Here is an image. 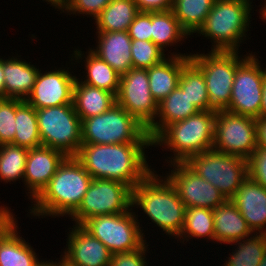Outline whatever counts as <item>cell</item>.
I'll list each match as a JSON object with an SVG mask.
<instances>
[{
  "label": "cell",
  "instance_id": "4316f807",
  "mask_svg": "<svg viewBox=\"0 0 266 266\" xmlns=\"http://www.w3.org/2000/svg\"><path fill=\"white\" fill-rule=\"evenodd\" d=\"M116 104V96L106 90L87 85L77 77L73 90V106L82 120L100 115Z\"/></svg>",
  "mask_w": 266,
  "mask_h": 266
},
{
  "label": "cell",
  "instance_id": "7bdbcfd3",
  "mask_svg": "<svg viewBox=\"0 0 266 266\" xmlns=\"http://www.w3.org/2000/svg\"><path fill=\"white\" fill-rule=\"evenodd\" d=\"M256 145L266 148V117L255 118Z\"/></svg>",
  "mask_w": 266,
  "mask_h": 266
},
{
  "label": "cell",
  "instance_id": "30bf717a",
  "mask_svg": "<svg viewBox=\"0 0 266 266\" xmlns=\"http://www.w3.org/2000/svg\"><path fill=\"white\" fill-rule=\"evenodd\" d=\"M185 163L226 199H231L248 177L247 160L214 149L191 156Z\"/></svg>",
  "mask_w": 266,
  "mask_h": 266
},
{
  "label": "cell",
  "instance_id": "e575fe53",
  "mask_svg": "<svg viewBox=\"0 0 266 266\" xmlns=\"http://www.w3.org/2000/svg\"><path fill=\"white\" fill-rule=\"evenodd\" d=\"M29 149L14 144L0 145V181L8 183L21 179L24 171Z\"/></svg>",
  "mask_w": 266,
  "mask_h": 266
},
{
  "label": "cell",
  "instance_id": "44dd1931",
  "mask_svg": "<svg viewBox=\"0 0 266 266\" xmlns=\"http://www.w3.org/2000/svg\"><path fill=\"white\" fill-rule=\"evenodd\" d=\"M160 64L147 69L149 88L153 99L159 104L177 86L183 67L190 61V54H167Z\"/></svg>",
  "mask_w": 266,
  "mask_h": 266
},
{
  "label": "cell",
  "instance_id": "cb8c5ba5",
  "mask_svg": "<svg viewBox=\"0 0 266 266\" xmlns=\"http://www.w3.org/2000/svg\"><path fill=\"white\" fill-rule=\"evenodd\" d=\"M198 112L185 91L177 86L158 104L157 118L147 132L153 141L168 125L185 120Z\"/></svg>",
  "mask_w": 266,
  "mask_h": 266
},
{
  "label": "cell",
  "instance_id": "8d00e7d4",
  "mask_svg": "<svg viewBox=\"0 0 266 266\" xmlns=\"http://www.w3.org/2000/svg\"><path fill=\"white\" fill-rule=\"evenodd\" d=\"M16 98L0 100V145L11 144L16 133Z\"/></svg>",
  "mask_w": 266,
  "mask_h": 266
},
{
  "label": "cell",
  "instance_id": "e0dca14e",
  "mask_svg": "<svg viewBox=\"0 0 266 266\" xmlns=\"http://www.w3.org/2000/svg\"><path fill=\"white\" fill-rule=\"evenodd\" d=\"M61 254L66 266H110L112 253L81 225H73Z\"/></svg>",
  "mask_w": 266,
  "mask_h": 266
},
{
  "label": "cell",
  "instance_id": "f907efd6",
  "mask_svg": "<svg viewBox=\"0 0 266 266\" xmlns=\"http://www.w3.org/2000/svg\"><path fill=\"white\" fill-rule=\"evenodd\" d=\"M259 266H266V253L264 254L263 259L261 260Z\"/></svg>",
  "mask_w": 266,
  "mask_h": 266
},
{
  "label": "cell",
  "instance_id": "8992f818",
  "mask_svg": "<svg viewBox=\"0 0 266 266\" xmlns=\"http://www.w3.org/2000/svg\"><path fill=\"white\" fill-rule=\"evenodd\" d=\"M82 144L152 143L147 129L119 104L82 120Z\"/></svg>",
  "mask_w": 266,
  "mask_h": 266
},
{
  "label": "cell",
  "instance_id": "d4e9b609",
  "mask_svg": "<svg viewBox=\"0 0 266 266\" xmlns=\"http://www.w3.org/2000/svg\"><path fill=\"white\" fill-rule=\"evenodd\" d=\"M5 94L8 98L26 100L33 90L39 68L24 59H3Z\"/></svg>",
  "mask_w": 266,
  "mask_h": 266
},
{
  "label": "cell",
  "instance_id": "b9f144b4",
  "mask_svg": "<svg viewBox=\"0 0 266 266\" xmlns=\"http://www.w3.org/2000/svg\"><path fill=\"white\" fill-rule=\"evenodd\" d=\"M139 12H161L172 9L173 0H133Z\"/></svg>",
  "mask_w": 266,
  "mask_h": 266
},
{
  "label": "cell",
  "instance_id": "ba28073f",
  "mask_svg": "<svg viewBox=\"0 0 266 266\" xmlns=\"http://www.w3.org/2000/svg\"><path fill=\"white\" fill-rule=\"evenodd\" d=\"M42 146L76 156L82 145V121L73 104L36 109Z\"/></svg>",
  "mask_w": 266,
  "mask_h": 266
},
{
  "label": "cell",
  "instance_id": "5b68a950",
  "mask_svg": "<svg viewBox=\"0 0 266 266\" xmlns=\"http://www.w3.org/2000/svg\"><path fill=\"white\" fill-rule=\"evenodd\" d=\"M251 4V0H216L197 34L211 40V51H239L252 21Z\"/></svg>",
  "mask_w": 266,
  "mask_h": 266
},
{
  "label": "cell",
  "instance_id": "8fae6325",
  "mask_svg": "<svg viewBox=\"0 0 266 266\" xmlns=\"http://www.w3.org/2000/svg\"><path fill=\"white\" fill-rule=\"evenodd\" d=\"M131 208V188L116 180L92 179L79 207L69 216L76 225L106 214L125 213Z\"/></svg>",
  "mask_w": 266,
  "mask_h": 266
},
{
  "label": "cell",
  "instance_id": "ac0fdd59",
  "mask_svg": "<svg viewBox=\"0 0 266 266\" xmlns=\"http://www.w3.org/2000/svg\"><path fill=\"white\" fill-rule=\"evenodd\" d=\"M66 157L63 152L50 147L29 149L23 178L28 199L33 201L42 192Z\"/></svg>",
  "mask_w": 266,
  "mask_h": 266
},
{
  "label": "cell",
  "instance_id": "ffe728a7",
  "mask_svg": "<svg viewBox=\"0 0 266 266\" xmlns=\"http://www.w3.org/2000/svg\"><path fill=\"white\" fill-rule=\"evenodd\" d=\"M97 46L91 50L108 63L119 75L127 73L132 67V39L127 31L96 32Z\"/></svg>",
  "mask_w": 266,
  "mask_h": 266
},
{
  "label": "cell",
  "instance_id": "2e32d148",
  "mask_svg": "<svg viewBox=\"0 0 266 266\" xmlns=\"http://www.w3.org/2000/svg\"><path fill=\"white\" fill-rule=\"evenodd\" d=\"M69 69L60 67L48 72L40 69L33 90L25 101L35 109L73 104L77 76L71 74Z\"/></svg>",
  "mask_w": 266,
  "mask_h": 266
},
{
  "label": "cell",
  "instance_id": "bcb514c9",
  "mask_svg": "<svg viewBox=\"0 0 266 266\" xmlns=\"http://www.w3.org/2000/svg\"><path fill=\"white\" fill-rule=\"evenodd\" d=\"M4 72H3V57L0 58V100L7 99L8 97L5 94V85H4Z\"/></svg>",
  "mask_w": 266,
  "mask_h": 266
},
{
  "label": "cell",
  "instance_id": "f1b7e54d",
  "mask_svg": "<svg viewBox=\"0 0 266 266\" xmlns=\"http://www.w3.org/2000/svg\"><path fill=\"white\" fill-rule=\"evenodd\" d=\"M151 34L152 42L164 53L169 46L182 44L181 41L183 42L189 37L180 26L172 10L151 12Z\"/></svg>",
  "mask_w": 266,
  "mask_h": 266
},
{
  "label": "cell",
  "instance_id": "5bb4252c",
  "mask_svg": "<svg viewBox=\"0 0 266 266\" xmlns=\"http://www.w3.org/2000/svg\"><path fill=\"white\" fill-rule=\"evenodd\" d=\"M116 103L133 115L146 129L155 122L158 104L150 92L147 69L131 68L121 75Z\"/></svg>",
  "mask_w": 266,
  "mask_h": 266
},
{
  "label": "cell",
  "instance_id": "7dc6e473",
  "mask_svg": "<svg viewBox=\"0 0 266 266\" xmlns=\"http://www.w3.org/2000/svg\"><path fill=\"white\" fill-rule=\"evenodd\" d=\"M60 260H57L58 261V263H57V261H53V260H41L36 266H66V264H65V261H64V259L60 256Z\"/></svg>",
  "mask_w": 266,
  "mask_h": 266
},
{
  "label": "cell",
  "instance_id": "f6af8a7d",
  "mask_svg": "<svg viewBox=\"0 0 266 266\" xmlns=\"http://www.w3.org/2000/svg\"><path fill=\"white\" fill-rule=\"evenodd\" d=\"M259 117H266V70L263 79L262 99H261V107L259 110Z\"/></svg>",
  "mask_w": 266,
  "mask_h": 266
},
{
  "label": "cell",
  "instance_id": "f35d334b",
  "mask_svg": "<svg viewBox=\"0 0 266 266\" xmlns=\"http://www.w3.org/2000/svg\"><path fill=\"white\" fill-rule=\"evenodd\" d=\"M248 177L266 188V148L257 147L247 159Z\"/></svg>",
  "mask_w": 266,
  "mask_h": 266
},
{
  "label": "cell",
  "instance_id": "9a60e30c",
  "mask_svg": "<svg viewBox=\"0 0 266 266\" xmlns=\"http://www.w3.org/2000/svg\"><path fill=\"white\" fill-rule=\"evenodd\" d=\"M174 167L166 179L175 188L185 207H203L214 209L227 199L210 182L200 177L185 162L170 163Z\"/></svg>",
  "mask_w": 266,
  "mask_h": 266
},
{
  "label": "cell",
  "instance_id": "ee69618b",
  "mask_svg": "<svg viewBox=\"0 0 266 266\" xmlns=\"http://www.w3.org/2000/svg\"><path fill=\"white\" fill-rule=\"evenodd\" d=\"M11 208H8L6 205L0 206V230L14 217L10 211Z\"/></svg>",
  "mask_w": 266,
  "mask_h": 266
},
{
  "label": "cell",
  "instance_id": "74e56055",
  "mask_svg": "<svg viewBox=\"0 0 266 266\" xmlns=\"http://www.w3.org/2000/svg\"><path fill=\"white\" fill-rule=\"evenodd\" d=\"M112 0H66L65 4L59 9L60 13H66L67 15L77 14L80 16H90L95 19L101 11ZM85 14V15H84ZM89 15V16H88Z\"/></svg>",
  "mask_w": 266,
  "mask_h": 266
},
{
  "label": "cell",
  "instance_id": "d6986e66",
  "mask_svg": "<svg viewBox=\"0 0 266 266\" xmlns=\"http://www.w3.org/2000/svg\"><path fill=\"white\" fill-rule=\"evenodd\" d=\"M255 234H266V188L247 177L230 199Z\"/></svg>",
  "mask_w": 266,
  "mask_h": 266
},
{
  "label": "cell",
  "instance_id": "d590c367",
  "mask_svg": "<svg viewBox=\"0 0 266 266\" xmlns=\"http://www.w3.org/2000/svg\"><path fill=\"white\" fill-rule=\"evenodd\" d=\"M131 58L133 68L149 69L160 64L167 57L152 41L132 40Z\"/></svg>",
  "mask_w": 266,
  "mask_h": 266
},
{
  "label": "cell",
  "instance_id": "836d02e7",
  "mask_svg": "<svg viewBox=\"0 0 266 266\" xmlns=\"http://www.w3.org/2000/svg\"><path fill=\"white\" fill-rule=\"evenodd\" d=\"M236 245L222 266H259L266 253V234H255L230 243Z\"/></svg>",
  "mask_w": 266,
  "mask_h": 266
},
{
  "label": "cell",
  "instance_id": "681fc988",
  "mask_svg": "<svg viewBox=\"0 0 266 266\" xmlns=\"http://www.w3.org/2000/svg\"><path fill=\"white\" fill-rule=\"evenodd\" d=\"M265 3V4H264ZM263 5L261 4V8L259 9V13L261 16L260 19H263V21L266 19V0L264 1Z\"/></svg>",
  "mask_w": 266,
  "mask_h": 266
},
{
  "label": "cell",
  "instance_id": "1f68e13d",
  "mask_svg": "<svg viewBox=\"0 0 266 266\" xmlns=\"http://www.w3.org/2000/svg\"><path fill=\"white\" fill-rule=\"evenodd\" d=\"M203 238L215 241V229L213 210L203 207H186L184 225L180 235L176 239H180L183 244L191 238ZM206 237V238H205ZM183 240V241H182Z\"/></svg>",
  "mask_w": 266,
  "mask_h": 266
},
{
  "label": "cell",
  "instance_id": "3957f363",
  "mask_svg": "<svg viewBox=\"0 0 266 266\" xmlns=\"http://www.w3.org/2000/svg\"><path fill=\"white\" fill-rule=\"evenodd\" d=\"M153 171L131 189V208H141L167 236L180 235L185 217V205L165 176Z\"/></svg>",
  "mask_w": 266,
  "mask_h": 266
},
{
  "label": "cell",
  "instance_id": "7402d4cb",
  "mask_svg": "<svg viewBox=\"0 0 266 266\" xmlns=\"http://www.w3.org/2000/svg\"><path fill=\"white\" fill-rule=\"evenodd\" d=\"M14 216L0 230V266H36L40 260L29 242L20 236Z\"/></svg>",
  "mask_w": 266,
  "mask_h": 266
},
{
  "label": "cell",
  "instance_id": "484cf974",
  "mask_svg": "<svg viewBox=\"0 0 266 266\" xmlns=\"http://www.w3.org/2000/svg\"><path fill=\"white\" fill-rule=\"evenodd\" d=\"M83 52L84 51H81L80 49H75L73 54H71L74 59L70 57V61L76 60L75 62L78 63H81L85 58L83 61L85 63L84 69L87 71L85 74L87 75L83 78L84 81L83 79L79 80L87 85L113 93L116 96L119 90L121 75H119L108 63L96 55L90 48L88 49V52H86V56Z\"/></svg>",
  "mask_w": 266,
  "mask_h": 266
},
{
  "label": "cell",
  "instance_id": "d6a6232c",
  "mask_svg": "<svg viewBox=\"0 0 266 266\" xmlns=\"http://www.w3.org/2000/svg\"><path fill=\"white\" fill-rule=\"evenodd\" d=\"M178 86L199 110H210V101L202 71L190 60L182 69Z\"/></svg>",
  "mask_w": 266,
  "mask_h": 266
},
{
  "label": "cell",
  "instance_id": "4dcf8cb0",
  "mask_svg": "<svg viewBox=\"0 0 266 266\" xmlns=\"http://www.w3.org/2000/svg\"><path fill=\"white\" fill-rule=\"evenodd\" d=\"M216 0H173L172 12L190 36L203 26Z\"/></svg>",
  "mask_w": 266,
  "mask_h": 266
},
{
  "label": "cell",
  "instance_id": "f546056e",
  "mask_svg": "<svg viewBox=\"0 0 266 266\" xmlns=\"http://www.w3.org/2000/svg\"><path fill=\"white\" fill-rule=\"evenodd\" d=\"M16 133L11 144L33 149L42 146L36 109L25 100L16 98Z\"/></svg>",
  "mask_w": 266,
  "mask_h": 266
},
{
  "label": "cell",
  "instance_id": "7c38bea8",
  "mask_svg": "<svg viewBox=\"0 0 266 266\" xmlns=\"http://www.w3.org/2000/svg\"><path fill=\"white\" fill-rule=\"evenodd\" d=\"M256 148L255 118L216 111L212 149L247 160Z\"/></svg>",
  "mask_w": 266,
  "mask_h": 266
},
{
  "label": "cell",
  "instance_id": "6da1fadb",
  "mask_svg": "<svg viewBox=\"0 0 266 266\" xmlns=\"http://www.w3.org/2000/svg\"><path fill=\"white\" fill-rule=\"evenodd\" d=\"M152 143L82 144L75 156L92 179L120 181L131 189L153 170L145 148Z\"/></svg>",
  "mask_w": 266,
  "mask_h": 266
},
{
  "label": "cell",
  "instance_id": "c3c4849f",
  "mask_svg": "<svg viewBox=\"0 0 266 266\" xmlns=\"http://www.w3.org/2000/svg\"><path fill=\"white\" fill-rule=\"evenodd\" d=\"M48 2L47 4H51L55 9H60L64 5V0H42Z\"/></svg>",
  "mask_w": 266,
  "mask_h": 266
},
{
  "label": "cell",
  "instance_id": "9c48e42d",
  "mask_svg": "<svg viewBox=\"0 0 266 266\" xmlns=\"http://www.w3.org/2000/svg\"><path fill=\"white\" fill-rule=\"evenodd\" d=\"M133 211L130 208L125 213L95 216L85 220L81 226L112 254L140 249L147 240L144 239L138 214Z\"/></svg>",
  "mask_w": 266,
  "mask_h": 266
},
{
  "label": "cell",
  "instance_id": "52a82bcc",
  "mask_svg": "<svg viewBox=\"0 0 266 266\" xmlns=\"http://www.w3.org/2000/svg\"><path fill=\"white\" fill-rule=\"evenodd\" d=\"M239 52L209 51L206 54L190 53V60L204 75L210 110H225L229 106L236 69L248 56V53L247 55L239 56Z\"/></svg>",
  "mask_w": 266,
  "mask_h": 266
},
{
  "label": "cell",
  "instance_id": "603a6c76",
  "mask_svg": "<svg viewBox=\"0 0 266 266\" xmlns=\"http://www.w3.org/2000/svg\"><path fill=\"white\" fill-rule=\"evenodd\" d=\"M213 218L217 243L230 244L254 234L230 199L213 209Z\"/></svg>",
  "mask_w": 266,
  "mask_h": 266
},
{
  "label": "cell",
  "instance_id": "4fadbf2b",
  "mask_svg": "<svg viewBox=\"0 0 266 266\" xmlns=\"http://www.w3.org/2000/svg\"><path fill=\"white\" fill-rule=\"evenodd\" d=\"M252 52L238 65L231 91L229 106L231 113L259 118L262 99V86L266 67Z\"/></svg>",
  "mask_w": 266,
  "mask_h": 266
},
{
  "label": "cell",
  "instance_id": "277c9868",
  "mask_svg": "<svg viewBox=\"0 0 266 266\" xmlns=\"http://www.w3.org/2000/svg\"><path fill=\"white\" fill-rule=\"evenodd\" d=\"M216 110L199 111L185 120L168 125L153 141L155 148L173 153L167 163L186 162L191 156L211 150L214 143ZM156 145V146H155Z\"/></svg>",
  "mask_w": 266,
  "mask_h": 266
},
{
  "label": "cell",
  "instance_id": "ab89813d",
  "mask_svg": "<svg viewBox=\"0 0 266 266\" xmlns=\"http://www.w3.org/2000/svg\"><path fill=\"white\" fill-rule=\"evenodd\" d=\"M148 244L146 242L140 249L113 254L110 266H148L145 257L149 251Z\"/></svg>",
  "mask_w": 266,
  "mask_h": 266
},
{
  "label": "cell",
  "instance_id": "60d3db41",
  "mask_svg": "<svg viewBox=\"0 0 266 266\" xmlns=\"http://www.w3.org/2000/svg\"><path fill=\"white\" fill-rule=\"evenodd\" d=\"M127 32L132 40L152 41L151 12H139Z\"/></svg>",
  "mask_w": 266,
  "mask_h": 266
},
{
  "label": "cell",
  "instance_id": "7a4b0ae2",
  "mask_svg": "<svg viewBox=\"0 0 266 266\" xmlns=\"http://www.w3.org/2000/svg\"><path fill=\"white\" fill-rule=\"evenodd\" d=\"M91 181L82 163L75 156H67L48 185L31 201L28 213L36 219L70 216L79 207Z\"/></svg>",
  "mask_w": 266,
  "mask_h": 266
},
{
  "label": "cell",
  "instance_id": "83f0119b",
  "mask_svg": "<svg viewBox=\"0 0 266 266\" xmlns=\"http://www.w3.org/2000/svg\"><path fill=\"white\" fill-rule=\"evenodd\" d=\"M138 13L133 0H112L94 19L96 32L128 31Z\"/></svg>",
  "mask_w": 266,
  "mask_h": 266
}]
</instances>
